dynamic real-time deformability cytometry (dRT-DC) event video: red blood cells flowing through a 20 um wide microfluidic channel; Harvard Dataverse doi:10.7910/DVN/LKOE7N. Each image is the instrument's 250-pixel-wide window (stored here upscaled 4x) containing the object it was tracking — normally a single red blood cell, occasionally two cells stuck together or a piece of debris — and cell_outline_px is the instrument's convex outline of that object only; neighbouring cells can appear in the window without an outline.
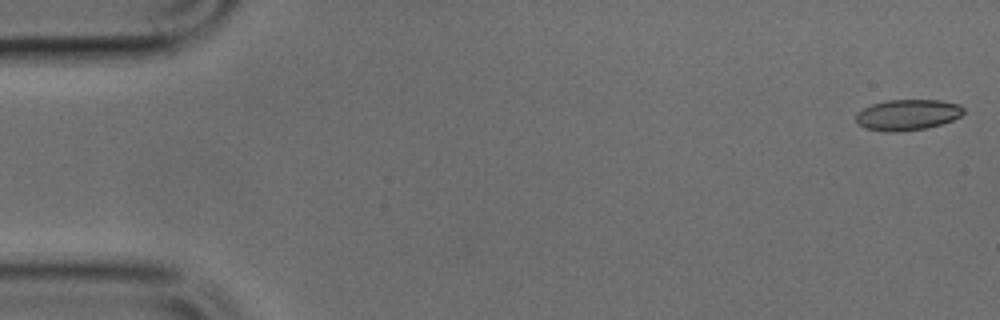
{"species": "common noctule bat (a hibernating species)", "species_latin": "Nyctalus noctula", "temperature_condition": "cold", "stored_images_in_passage": 49, "camera_frame_rate_fps": 3000, "um_per_image_px": 0.085, "animal": {"sex": "male", "body_mass_g": 17.9, "forearm_length_mm": 54.2}, "frame": {"image": 1, "passage_image": 1, "time_ms": 0.0, "image_size_px": [1000, 320], "cell_outline_px": [[964, 112], [960, 116], [952, 120], [940, 124], [924, 128], [896, 132], [888, 132], [864, 128], [856, 120], [856, 112], [872, 104], [888, 100], [940, 100], [960, 104], [964, 108]], "centroid_in_image_um": [77.14, 9.75], "position_along_channel_um": 7.9, "area_um2": 19.25}}
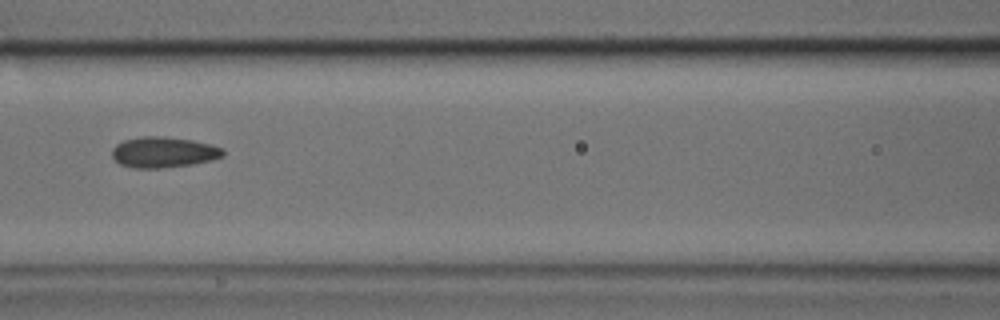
{"frame": {"image": 2, "passage_image": 21, "time_ms": 6.667, "image_size_px": [1000, 320], "cell_outline_px": [[224, 156], [212, 160], [192, 164], [160, 168], [132, 168], [120, 164], [112, 156], [112, 148], [116, 144], [124, 140], [144, 136], [164, 136], [192, 140], [212, 144], [224, 148]], "centroid_in_image_um": [13.92, 12.93], "position_along_channel_um": 152.7, "area_um2": 20.0}}
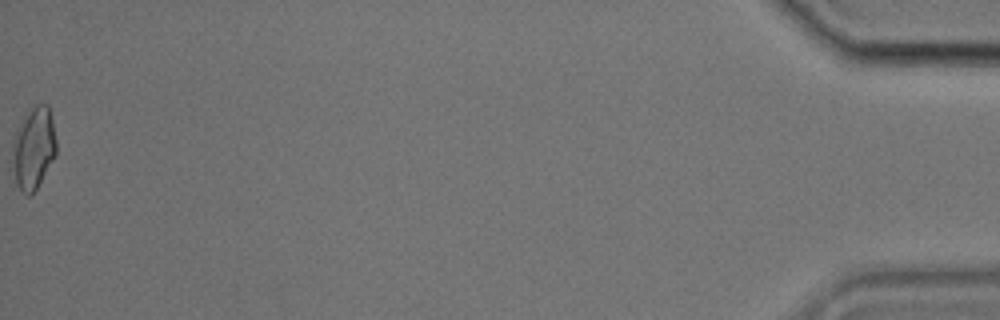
{"frame": {"image": 3, "passage_image": 49, "time_ms": 16.0, "image_size_px": [1000, 320], "cell_outline_px": [[56, 156], [36, 188], [28, 196], [16, 184], [12, 156], [12, 140], [16, 128], [32, 108], [36, 104], [48, 104], [52, 120], [56, 140]], "centroid_in_image_um": [2.85, 12.57], "position_along_channel_um": 432.3, "area_um2": 20.75}}